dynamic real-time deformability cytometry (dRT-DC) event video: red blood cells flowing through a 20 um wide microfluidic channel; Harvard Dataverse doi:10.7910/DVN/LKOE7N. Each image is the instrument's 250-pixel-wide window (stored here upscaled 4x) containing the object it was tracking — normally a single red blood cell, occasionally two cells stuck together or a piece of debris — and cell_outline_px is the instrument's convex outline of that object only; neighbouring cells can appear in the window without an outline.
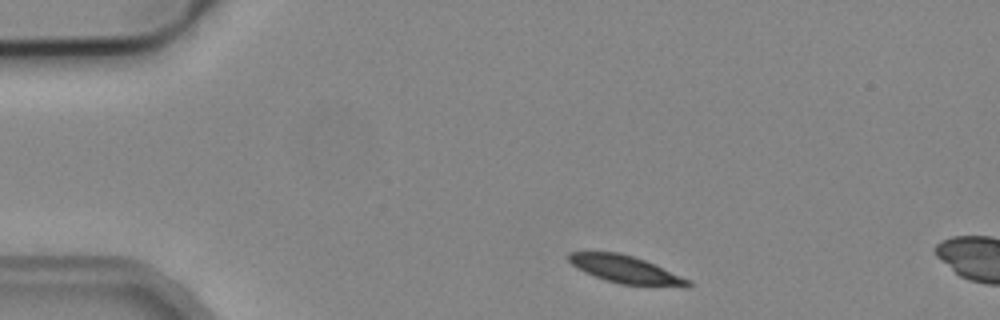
{"species": "common noctule bat (a hibernating species)", "species_latin": "Nyctalus noctula", "temperature_condition": "cold", "stored_images_in_passage": 2, "camera_frame_rate_fps": 3000, "um_per_image_px": 0.085, "animal": {"sex": "male", "body_mass_g": 19.2, "forearm_length_mm": 51.8}, "frame": {"image": 1, "passage_image": 1, "time_ms": 0.0, "image_size_px": [1000, 320], "cell_outline_px": [[692, 284], [688, 288], [684, 288], [620, 284], [604, 280], [584, 272], [576, 268], [568, 260], [568, 252], [616, 252], [632, 256], [644, 260], [688, 280]], "centroid_in_image_um": [53.15, 22.93], "position_along_channel_um": 31.8, "area_um2": 19.07}}